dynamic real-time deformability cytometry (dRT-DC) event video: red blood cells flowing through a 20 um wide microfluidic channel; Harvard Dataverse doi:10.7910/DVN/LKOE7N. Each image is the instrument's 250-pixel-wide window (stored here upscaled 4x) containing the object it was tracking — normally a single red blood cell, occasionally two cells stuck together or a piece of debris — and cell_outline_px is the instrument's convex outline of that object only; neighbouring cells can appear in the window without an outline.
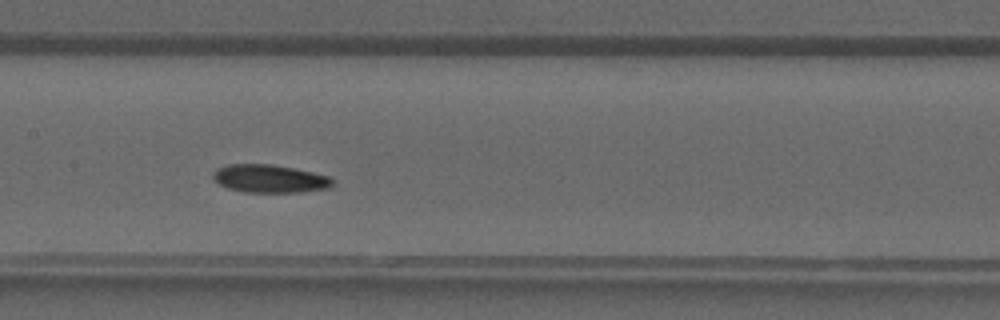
{"species": "common noctule bat (a hibernating species)", "species_latin": "Nyctalus noctula", "temperature_condition": "warm", "stored_images_in_passage": 35, "camera_frame_rate_fps": 3000, "um_per_image_px": 0.085, "animal": {"sex": "male", "forearm_length_mm": 52.5}, "frame": {"image": 1, "passage_image": 15, "time_ms": 4.667, "image_size_px": [1000, 320], "cell_outline_px": [[332, 184], [328, 188], [300, 192], [244, 192], [228, 188], [220, 184], [212, 176], [212, 172], [216, 168], [228, 164], [268, 164], [292, 168], [312, 172], [328, 176], [332, 180]], "centroid_in_image_um": [22.87, 15.18], "position_along_channel_um": 184.5, "area_um2": 19.31}}
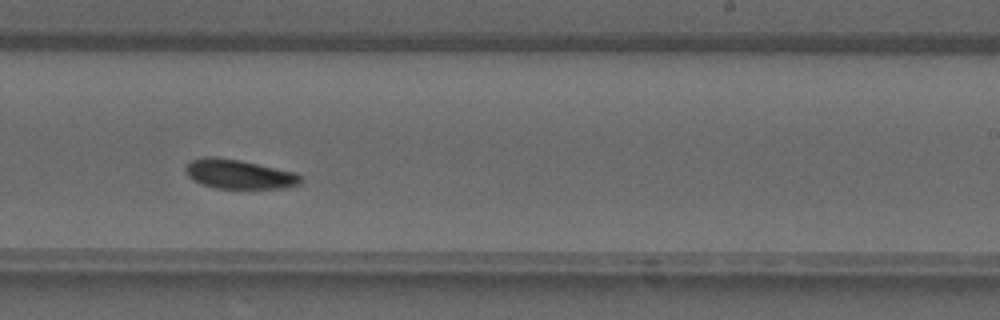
{"frame": {"image": 2, "passage_image": 20, "time_ms": 6.333, "image_size_px": [1000, 320], "cell_outline_px": [[300, 184], [284, 188], [216, 188], [200, 184], [188, 176], [184, 168], [192, 160], [204, 156], [216, 156], [240, 160], [292, 172], [300, 176]], "centroid_in_image_um": [20.25, 14.8], "position_along_channel_um": 268.7, "area_um2": 19.42}}
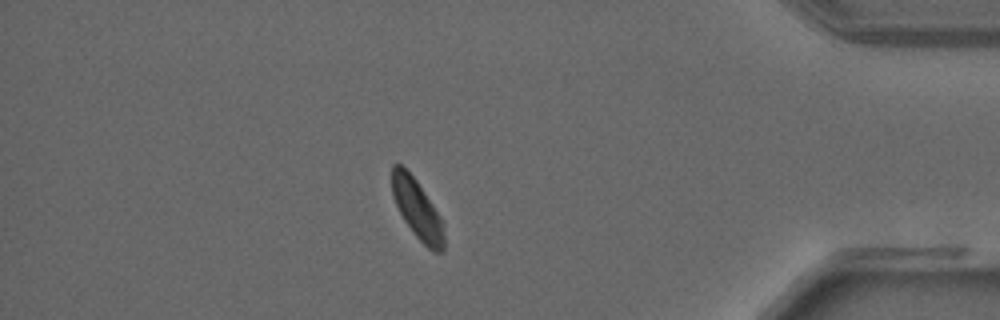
{"frame": {"image": 3, "passage_image": 30, "time_ms": 9.667, "image_size_px": [1000, 320], "cell_outline_px": [[444, 248], [440, 252], [436, 252], [428, 248], [412, 232], [404, 220], [396, 204], [392, 192], [392, 164], [400, 164], [416, 180], [440, 216], [444, 236]], "centroid_in_image_um": [35.45, 17.79], "position_along_channel_um": 399.7, "area_um2": 17.51}}